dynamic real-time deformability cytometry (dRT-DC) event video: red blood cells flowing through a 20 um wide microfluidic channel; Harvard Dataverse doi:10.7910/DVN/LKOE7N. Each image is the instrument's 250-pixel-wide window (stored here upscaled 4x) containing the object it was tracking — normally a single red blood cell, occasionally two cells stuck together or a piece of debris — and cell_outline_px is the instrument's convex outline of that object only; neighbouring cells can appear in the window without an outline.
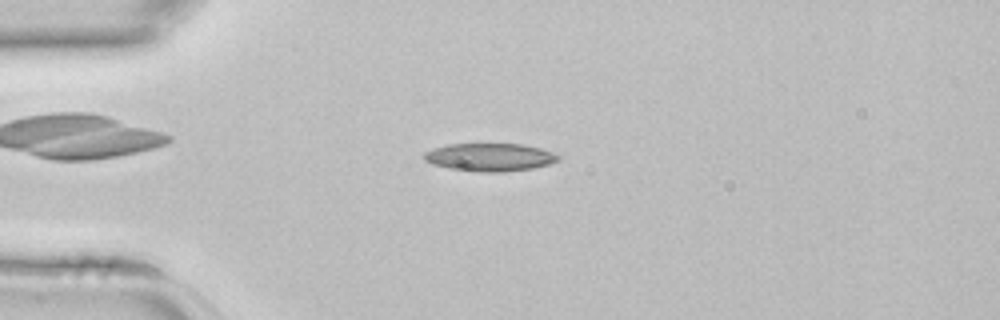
{"species": "common noctule bat (a hibernating species)", "species_latin": "Nyctalus noctula", "temperature_condition": "room temperature", "stored_images_in_passage": 43, "camera_frame_rate_fps": 3000, "um_per_image_px": 0.085, "animal": {"sex": "female", "body_mass_g": 22.7, "forearm_length_mm": 54.2}, "frame": {"image": 1, "passage_image": 10, "time_ms": 3.0, "image_size_px": [1000, 320], "cell_outline_px": [[560, 160], [548, 164], [532, 168], [504, 172], [480, 172], [448, 168], [432, 164], [424, 160], [424, 152], [432, 148], [448, 144], [520, 144], [540, 148], [552, 152], [560, 156]], "centroid_in_image_um": [41.61, 13.36], "position_along_channel_um": 43.4, "area_um2": 21.85}}
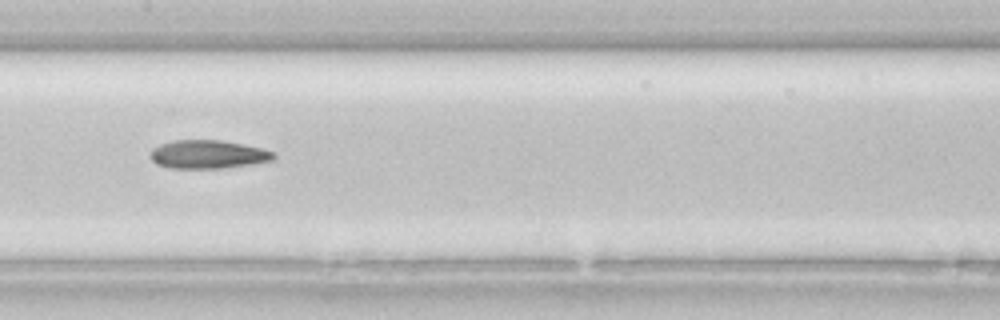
{"frame": {"image": 2, "passage_image": 21, "time_ms": 6.667, "image_size_px": [1000, 320], "cell_outline_px": [[276, 160], [252, 164], [224, 168], [172, 168], [156, 164], [152, 160], [152, 148], [160, 144], [176, 140], [220, 140], [264, 148], [276, 152]], "centroid_in_image_um": [17.76, 13.12], "position_along_channel_um": 189.6, "area_um2": 20.52}}
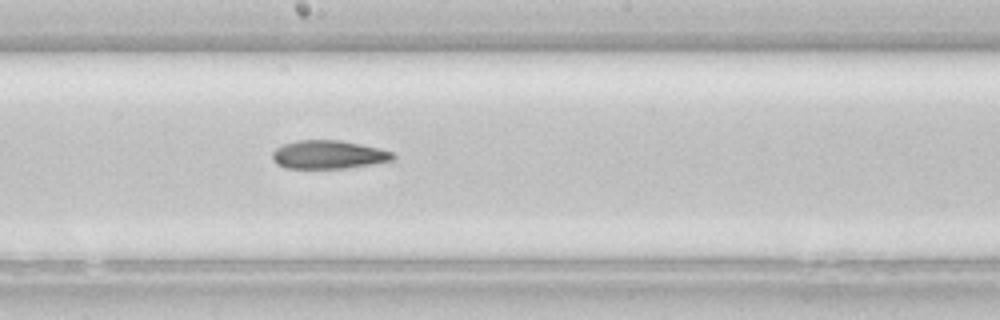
{"frame": {"image": 3, "passage_image": 23, "time_ms": 7.333, "image_size_px": [1000, 320], "cell_outline_px": [[396, 156], [392, 160], [372, 164], [344, 168], [284, 168], [276, 164], [272, 160], [272, 152], [276, 148], [284, 144], [296, 140], [340, 140], [380, 148], [392, 152]], "centroid_in_image_um": [27.89, 13.14], "position_along_channel_um": 220.3, "area_um2": 20.0}}